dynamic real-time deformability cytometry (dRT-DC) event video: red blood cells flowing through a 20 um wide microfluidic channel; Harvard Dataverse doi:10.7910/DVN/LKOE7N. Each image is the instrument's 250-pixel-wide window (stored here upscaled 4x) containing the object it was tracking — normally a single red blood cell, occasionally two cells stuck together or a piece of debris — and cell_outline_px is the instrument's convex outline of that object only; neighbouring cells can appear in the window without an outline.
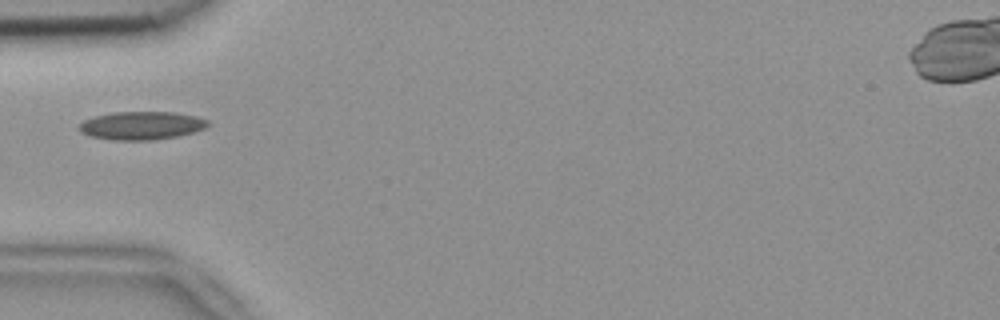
{"species": "common noctule bat (a hibernating species)", "species_latin": "Nyctalus noctula", "temperature_condition": "room temperature", "stored_images_in_passage": 6, "camera_frame_rate_fps": 3000, "um_per_image_px": 0.085, "animal": {"sex": "female", "body_mass_g": 18.4}, "frame": {"image": 1, "passage_image": 6, "time_ms": 1.667, "image_size_px": [1000, 320], "cell_outline_px": [[212, 124], [204, 128], [180, 136], [156, 140], [112, 140], [92, 136], [80, 132], [80, 124], [84, 120], [96, 116], [112, 112], [176, 112], [196, 116], [208, 120]], "centroid_in_image_um": [12.08, 10.67], "position_along_channel_um": 72.9, "area_um2": 21.21}}